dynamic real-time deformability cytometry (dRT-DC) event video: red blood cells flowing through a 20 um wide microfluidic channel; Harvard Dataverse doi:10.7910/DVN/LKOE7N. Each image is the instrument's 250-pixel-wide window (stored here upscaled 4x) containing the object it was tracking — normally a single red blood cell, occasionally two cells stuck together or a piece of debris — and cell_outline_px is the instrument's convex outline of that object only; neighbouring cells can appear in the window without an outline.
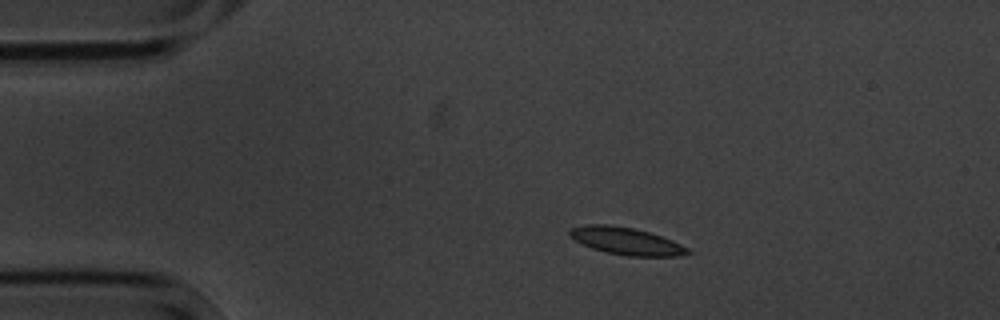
{"species": "common noctule bat (a hibernating species)", "species_latin": "Nyctalus noctula", "temperature_condition": "cold", "stored_images_in_passage": 2, "camera_frame_rate_fps": 3000, "um_per_image_px": 0.085, "animal": {"sex": "male", "body_mass_g": 20.1, "forearm_length_mm": 53.5}, "frame": {"image": 1, "passage_image": 1, "time_ms": 0.0, "image_size_px": [1000, 320], "cell_outline_px": [[692, 252], [676, 256], [628, 256], [608, 252], [592, 248], [568, 236], [568, 228], [588, 224], [608, 224], [632, 228], [648, 232], [672, 240], [688, 248]], "centroid_in_image_um": [53.19, 20.48], "position_along_channel_um": 31.8, "area_um2": 18.55}}